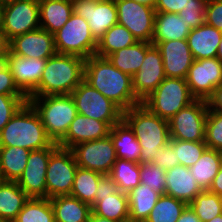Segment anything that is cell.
Masks as SVG:
<instances>
[{"instance_id":"6da1fadb","label":"cell","mask_w":222,"mask_h":222,"mask_svg":"<svg viewBox=\"0 0 222 222\" xmlns=\"http://www.w3.org/2000/svg\"><path fill=\"white\" fill-rule=\"evenodd\" d=\"M84 80L123 111L141 103L133 92L132 77L114 67L108 58L91 55L85 59Z\"/></svg>"},{"instance_id":"7a4b0ae2","label":"cell","mask_w":222,"mask_h":222,"mask_svg":"<svg viewBox=\"0 0 222 222\" xmlns=\"http://www.w3.org/2000/svg\"><path fill=\"white\" fill-rule=\"evenodd\" d=\"M85 59L58 54L49 57L38 87L28 97L68 95L84 80Z\"/></svg>"},{"instance_id":"3957f363","label":"cell","mask_w":222,"mask_h":222,"mask_svg":"<svg viewBox=\"0 0 222 222\" xmlns=\"http://www.w3.org/2000/svg\"><path fill=\"white\" fill-rule=\"evenodd\" d=\"M123 120L129 125L139 141L141 162H152L158 149L169 143L168 121L152 113L142 103L123 111Z\"/></svg>"},{"instance_id":"277c9868","label":"cell","mask_w":222,"mask_h":222,"mask_svg":"<svg viewBox=\"0 0 222 222\" xmlns=\"http://www.w3.org/2000/svg\"><path fill=\"white\" fill-rule=\"evenodd\" d=\"M54 142L47 135L37 111L27 101L0 131V147H22L39 150Z\"/></svg>"},{"instance_id":"5b68a950","label":"cell","mask_w":222,"mask_h":222,"mask_svg":"<svg viewBox=\"0 0 222 222\" xmlns=\"http://www.w3.org/2000/svg\"><path fill=\"white\" fill-rule=\"evenodd\" d=\"M27 98L39 114L47 135L58 143L78 114L72 96L68 94Z\"/></svg>"},{"instance_id":"8992f818","label":"cell","mask_w":222,"mask_h":222,"mask_svg":"<svg viewBox=\"0 0 222 222\" xmlns=\"http://www.w3.org/2000/svg\"><path fill=\"white\" fill-rule=\"evenodd\" d=\"M194 100L186 79L166 77L142 104L152 113L169 121Z\"/></svg>"},{"instance_id":"52a82bcc","label":"cell","mask_w":222,"mask_h":222,"mask_svg":"<svg viewBox=\"0 0 222 222\" xmlns=\"http://www.w3.org/2000/svg\"><path fill=\"white\" fill-rule=\"evenodd\" d=\"M58 54L75 55L84 59L95 55L97 41L91 34L88 22L73 13L69 20L54 33Z\"/></svg>"},{"instance_id":"ba28073f","label":"cell","mask_w":222,"mask_h":222,"mask_svg":"<svg viewBox=\"0 0 222 222\" xmlns=\"http://www.w3.org/2000/svg\"><path fill=\"white\" fill-rule=\"evenodd\" d=\"M70 95L78 114L106 122L110 127L123 119V110L85 80Z\"/></svg>"},{"instance_id":"9c48e42d","label":"cell","mask_w":222,"mask_h":222,"mask_svg":"<svg viewBox=\"0 0 222 222\" xmlns=\"http://www.w3.org/2000/svg\"><path fill=\"white\" fill-rule=\"evenodd\" d=\"M78 165L71 149L57 147L51 154L46 171V198L70 195Z\"/></svg>"},{"instance_id":"30bf717a","label":"cell","mask_w":222,"mask_h":222,"mask_svg":"<svg viewBox=\"0 0 222 222\" xmlns=\"http://www.w3.org/2000/svg\"><path fill=\"white\" fill-rule=\"evenodd\" d=\"M207 114V101L195 99L168 121L170 138L192 142L205 141Z\"/></svg>"},{"instance_id":"8fae6325","label":"cell","mask_w":222,"mask_h":222,"mask_svg":"<svg viewBox=\"0 0 222 222\" xmlns=\"http://www.w3.org/2000/svg\"><path fill=\"white\" fill-rule=\"evenodd\" d=\"M78 167L109 175L117 159L110 135L93 141H85L71 148Z\"/></svg>"},{"instance_id":"7c38bea8","label":"cell","mask_w":222,"mask_h":222,"mask_svg":"<svg viewBox=\"0 0 222 222\" xmlns=\"http://www.w3.org/2000/svg\"><path fill=\"white\" fill-rule=\"evenodd\" d=\"M118 24L125 26L137 41L152 42L154 8L131 0H115Z\"/></svg>"},{"instance_id":"4fadbf2b","label":"cell","mask_w":222,"mask_h":222,"mask_svg":"<svg viewBox=\"0 0 222 222\" xmlns=\"http://www.w3.org/2000/svg\"><path fill=\"white\" fill-rule=\"evenodd\" d=\"M40 28V8L36 0H18L4 5L3 32L8 41Z\"/></svg>"},{"instance_id":"5bb4252c","label":"cell","mask_w":222,"mask_h":222,"mask_svg":"<svg viewBox=\"0 0 222 222\" xmlns=\"http://www.w3.org/2000/svg\"><path fill=\"white\" fill-rule=\"evenodd\" d=\"M72 3L73 12L88 22L96 41L118 24L117 7L113 0H72Z\"/></svg>"},{"instance_id":"9a60e30c","label":"cell","mask_w":222,"mask_h":222,"mask_svg":"<svg viewBox=\"0 0 222 222\" xmlns=\"http://www.w3.org/2000/svg\"><path fill=\"white\" fill-rule=\"evenodd\" d=\"M186 82L195 99L207 100L222 84V61L217 57L194 60Z\"/></svg>"},{"instance_id":"2e32d148","label":"cell","mask_w":222,"mask_h":222,"mask_svg":"<svg viewBox=\"0 0 222 222\" xmlns=\"http://www.w3.org/2000/svg\"><path fill=\"white\" fill-rule=\"evenodd\" d=\"M57 147V143L54 142L50 147L30 152L26 167L16 181L30 198H46L47 165L50 154Z\"/></svg>"},{"instance_id":"e0dca14e","label":"cell","mask_w":222,"mask_h":222,"mask_svg":"<svg viewBox=\"0 0 222 222\" xmlns=\"http://www.w3.org/2000/svg\"><path fill=\"white\" fill-rule=\"evenodd\" d=\"M166 78L160 50L151 45L139 70L132 77L135 97L142 103Z\"/></svg>"},{"instance_id":"ac0fdd59","label":"cell","mask_w":222,"mask_h":222,"mask_svg":"<svg viewBox=\"0 0 222 222\" xmlns=\"http://www.w3.org/2000/svg\"><path fill=\"white\" fill-rule=\"evenodd\" d=\"M9 51L16 56L25 58L48 59L57 53L54 34L42 28L29 31L11 39Z\"/></svg>"},{"instance_id":"d6986e66","label":"cell","mask_w":222,"mask_h":222,"mask_svg":"<svg viewBox=\"0 0 222 222\" xmlns=\"http://www.w3.org/2000/svg\"><path fill=\"white\" fill-rule=\"evenodd\" d=\"M161 52L164 73L169 78L186 79L194 58L187 40L151 42Z\"/></svg>"},{"instance_id":"ffe728a7","label":"cell","mask_w":222,"mask_h":222,"mask_svg":"<svg viewBox=\"0 0 222 222\" xmlns=\"http://www.w3.org/2000/svg\"><path fill=\"white\" fill-rule=\"evenodd\" d=\"M47 59L25 58L9 51L7 67L18 89L28 97L39 85Z\"/></svg>"},{"instance_id":"44dd1931","label":"cell","mask_w":222,"mask_h":222,"mask_svg":"<svg viewBox=\"0 0 222 222\" xmlns=\"http://www.w3.org/2000/svg\"><path fill=\"white\" fill-rule=\"evenodd\" d=\"M111 127L103 121L77 114L66 135L57 143L59 147L71 149L76 144L105 138Z\"/></svg>"},{"instance_id":"7402d4cb","label":"cell","mask_w":222,"mask_h":222,"mask_svg":"<svg viewBox=\"0 0 222 222\" xmlns=\"http://www.w3.org/2000/svg\"><path fill=\"white\" fill-rule=\"evenodd\" d=\"M165 175L166 185L164 194L182 200L188 205L203 191L191 174L189 167L179 164L168 169Z\"/></svg>"},{"instance_id":"603a6c76","label":"cell","mask_w":222,"mask_h":222,"mask_svg":"<svg viewBox=\"0 0 222 222\" xmlns=\"http://www.w3.org/2000/svg\"><path fill=\"white\" fill-rule=\"evenodd\" d=\"M222 32L206 23L192 29L187 37V43L194 60L215 58Z\"/></svg>"},{"instance_id":"cb8c5ba5","label":"cell","mask_w":222,"mask_h":222,"mask_svg":"<svg viewBox=\"0 0 222 222\" xmlns=\"http://www.w3.org/2000/svg\"><path fill=\"white\" fill-rule=\"evenodd\" d=\"M192 28L175 13L156 12L152 42L187 39Z\"/></svg>"},{"instance_id":"d4e9b609","label":"cell","mask_w":222,"mask_h":222,"mask_svg":"<svg viewBox=\"0 0 222 222\" xmlns=\"http://www.w3.org/2000/svg\"><path fill=\"white\" fill-rule=\"evenodd\" d=\"M40 28L56 33L69 20L73 12L72 0L39 1Z\"/></svg>"},{"instance_id":"484cf974","label":"cell","mask_w":222,"mask_h":222,"mask_svg":"<svg viewBox=\"0 0 222 222\" xmlns=\"http://www.w3.org/2000/svg\"><path fill=\"white\" fill-rule=\"evenodd\" d=\"M55 222H87L92 212L89 204L71 195L50 198Z\"/></svg>"},{"instance_id":"4316f807","label":"cell","mask_w":222,"mask_h":222,"mask_svg":"<svg viewBox=\"0 0 222 222\" xmlns=\"http://www.w3.org/2000/svg\"><path fill=\"white\" fill-rule=\"evenodd\" d=\"M109 135L114 143L117 158L136 163L141 162V147L139 141L123 119L111 127Z\"/></svg>"},{"instance_id":"83f0119b","label":"cell","mask_w":222,"mask_h":222,"mask_svg":"<svg viewBox=\"0 0 222 222\" xmlns=\"http://www.w3.org/2000/svg\"><path fill=\"white\" fill-rule=\"evenodd\" d=\"M92 213L116 222H129L128 193L118 190L112 195L96 196Z\"/></svg>"},{"instance_id":"f1b7e54d","label":"cell","mask_w":222,"mask_h":222,"mask_svg":"<svg viewBox=\"0 0 222 222\" xmlns=\"http://www.w3.org/2000/svg\"><path fill=\"white\" fill-rule=\"evenodd\" d=\"M29 196L16 181L6 180L0 184V221L13 222Z\"/></svg>"},{"instance_id":"f546056e","label":"cell","mask_w":222,"mask_h":222,"mask_svg":"<svg viewBox=\"0 0 222 222\" xmlns=\"http://www.w3.org/2000/svg\"><path fill=\"white\" fill-rule=\"evenodd\" d=\"M160 196L141 183L128 192L129 222H145Z\"/></svg>"},{"instance_id":"4dcf8cb0","label":"cell","mask_w":222,"mask_h":222,"mask_svg":"<svg viewBox=\"0 0 222 222\" xmlns=\"http://www.w3.org/2000/svg\"><path fill=\"white\" fill-rule=\"evenodd\" d=\"M152 45L150 42L137 41L133 45L122 48L107 58L114 67L133 77L139 70L145 58L146 50Z\"/></svg>"},{"instance_id":"1f68e13d","label":"cell","mask_w":222,"mask_h":222,"mask_svg":"<svg viewBox=\"0 0 222 222\" xmlns=\"http://www.w3.org/2000/svg\"><path fill=\"white\" fill-rule=\"evenodd\" d=\"M222 165V152L206 148L199 160L189 167L191 174L203 190H208Z\"/></svg>"},{"instance_id":"d6a6232c","label":"cell","mask_w":222,"mask_h":222,"mask_svg":"<svg viewBox=\"0 0 222 222\" xmlns=\"http://www.w3.org/2000/svg\"><path fill=\"white\" fill-rule=\"evenodd\" d=\"M135 42L137 40L125 26L115 24L97 41L95 55L107 58L110 54Z\"/></svg>"},{"instance_id":"836d02e7","label":"cell","mask_w":222,"mask_h":222,"mask_svg":"<svg viewBox=\"0 0 222 222\" xmlns=\"http://www.w3.org/2000/svg\"><path fill=\"white\" fill-rule=\"evenodd\" d=\"M30 152L22 147H0V165L6 180L19 179L26 167Z\"/></svg>"},{"instance_id":"e575fe53","label":"cell","mask_w":222,"mask_h":222,"mask_svg":"<svg viewBox=\"0 0 222 222\" xmlns=\"http://www.w3.org/2000/svg\"><path fill=\"white\" fill-rule=\"evenodd\" d=\"M102 176L103 174L99 172L78 167L70 195L92 206L95 202L97 186Z\"/></svg>"},{"instance_id":"d590c367","label":"cell","mask_w":222,"mask_h":222,"mask_svg":"<svg viewBox=\"0 0 222 222\" xmlns=\"http://www.w3.org/2000/svg\"><path fill=\"white\" fill-rule=\"evenodd\" d=\"M109 176L117 184L118 190L128 193L141 183L140 163L117 158Z\"/></svg>"},{"instance_id":"8d00e7d4","label":"cell","mask_w":222,"mask_h":222,"mask_svg":"<svg viewBox=\"0 0 222 222\" xmlns=\"http://www.w3.org/2000/svg\"><path fill=\"white\" fill-rule=\"evenodd\" d=\"M187 205L182 200L162 194L145 222H177Z\"/></svg>"},{"instance_id":"74e56055","label":"cell","mask_w":222,"mask_h":222,"mask_svg":"<svg viewBox=\"0 0 222 222\" xmlns=\"http://www.w3.org/2000/svg\"><path fill=\"white\" fill-rule=\"evenodd\" d=\"M13 222H55L49 198H29Z\"/></svg>"},{"instance_id":"f35d334b","label":"cell","mask_w":222,"mask_h":222,"mask_svg":"<svg viewBox=\"0 0 222 222\" xmlns=\"http://www.w3.org/2000/svg\"><path fill=\"white\" fill-rule=\"evenodd\" d=\"M189 205L201 222H208L222 214V196L208 190L200 192Z\"/></svg>"},{"instance_id":"ab89813d","label":"cell","mask_w":222,"mask_h":222,"mask_svg":"<svg viewBox=\"0 0 222 222\" xmlns=\"http://www.w3.org/2000/svg\"><path fill=\"white\" fill-rule=\"evenodd\" d=\"M169 143L174 147L179 164L186 167L194 165L207 148L205 141L192 142L170 138Z\"/></svg>"},{"instance_id":"60d3db41","label":"cell","mask_w":222,"mask_h":222,"mask_svg":"<svg viewBox=\"0 0 222 222\" xmlns=\"http://www.w3.org/2000/svg\"><path fill=\"white\" fill-rule=\"evenodd\" d=\"M165 170L157 165L140 162V181L143 185L150 186V189L160 193H165L166 175Z\"/></svg>"},{"instance_id":"b9f144b4","label":"cell","mask_w":222,"mask_h":222,"mask_svg":"<svg viewBox=\"0 0 222 222\" xmlns=\"http://www.w3.org/2000/svg\"><path fill=\"white\" fill-rule=\"evenodd\" d=\"M207 148L222 152V113L208 110L205 128Z\"/></svg>"},{"instance_id":"7bdbcfd3","label":"cell","mask_w":222,"mask_h":222,"mask_svg":"<svg viewBox=\"0 0 222 222\" xmlns=\"http://www.w3.org/2000/svg\"><path fill=\"white\" fill-rule=\"evenodd\" d=\"M208 0H189L187 5L178 13L192 29L205 24V10Z\"/></svg>"},{"instance_id":"ee69618b","label":"cell","mask_w":222,"mask_h":222,"mask_svg":"<svg viewBox=\"0 0 222 222\" xmlns=\"http://www.w3.org/2000/svg\"><path fill=\"white\" fill-rule=\"evenodd\" d=\"M27 101L25 95L0 94V131Z\"/></svg>"},{"instance_id":"f6af8a7d","label":"cell","mask_w":222,"mask_h":222,"mask_svg":"<svg viewBox=\"0 0 222 222\" xmlns=\"http://www.w3.org/2000/svg\"><path fill=\"white\" fill-rule=\"evenodd\" d=\"M152 163L167 171L168 169L179 165V159L176 157L174 147L168 143L166 146L158 149L157 155Z\"/></svg>"},{"instance_id":"bcb514c9","label":"cell","mask_w":222,"mask_h":222,"mask_svg":"<svg viewBox=\"0 0 222 222\" xmlns=\"http://www.w3.org/2000/svg\"><path fill=\"white\" fill-rule=\"evenodd\" d=\"M205 23L222 32V0L207 1Z\"/></svg>"},{"instance_id":"7dc6e473","label":"cell","mask_w":222,"mask_h":222,"mask_svg":"<svg viewBox=\"0 0 222 222\" xmlns=\"http://www.w3.org/2000/svg\"><path fill=\"white\" fill-rule=\"evenodd\" d=\"M0 94L24 95L16 86L13 75L8 67L0 71Z\"/></svg>"},{"instance_id":"c3c4849f","label":"cell","mask_w":222,"mask_h":222,"mask_svg":"<svg viewBox=\"0 0 222 222\" xmlns=\"http://www.w3.org/2000/svg\"><path fill=\"white\" fill-rule=\"evenodd\" d=\"M189 0H157L155 11L178 14Z\"/></svg>"},{"instance_id":"681fc988","label":"cell","mask_w":222,"mask_h":222,"mask_svg":"<svg viewBox=\"0 0 222 222\" xmlns=\"http://www.w3.org/2000/svg\"><path fill=\"white\" fill-rule=\"evenodd\" d=\"M118 191L117 184L109 175H103L98 183L96 196L112 195Z\"/></svg>"},{"instance_id":"f907efd6","label":"cell","mask_w":222,"mask_h":222,"mask_svg":"<svg viewBox=\"0 0 222 222\" xmlns=\"http://www.w3.org/2000/svg\"><path fill=\"white\" fill-rule=\"evenodd\" d=\"M206 101L208 110L222 113V84L214 89L213 94Z\"/></svg>"},{"instance_id":"816d5d0a","label":"cell","mask_w":222,"mask_h":222,"mask_svg":"<svg viewBox=\"0 0 222 222\" xmlns=\"http://www.w3.org/2000/svg\"><path fill=\"white\" fill-rule=\"evenodd\" d=\"M177 222H201L190 205H187Z\"/></svg>"},{"instance_id":"f5cc1de1","label":"cell","mask_w":222,"mask_h":222,"mask_svg":"<svg viewBox=\"0 0 222 222\" xmlns=\"http://www.w3.org/2000/svg\"><path fill=\"white\" fill-rule=\"evenodd\" d=\"M208 191L217 194L219 196H222V165L219 169V172L213 179L211 186L209 187Z\"/></svg>"},{"instance_id":"db71d44e","label":"cell","mask_w":222,"mask_h":222,"mask_svg":"<svg viewBox=\"0 0 222 222\" xmlns=\"http://www.w3.org/2000/svg\"><path fill=\"white\" fill-rule=\"evenodd\" d=\"M0 54H9V41L3 31H0Z\"/></svg>"},{"instance_id":"11a10c76","label":"cell","mask_w":222,"mask_h":222,"mask_svg":"<svg viewBox=\"0 0 222 222\" xmlns=\"http://www.w3.org/2000/svg\"><path fill=\"white\" fill-rule=\"evenodd\" d=\"M90 220H91V222H116V221L110 220L108 218H105V217H102L99 215H95L92 212L90 215Z\"/></svg>"},{"instance_id":"9f6ffc18","label":"cell","mask_w":222,"mask_h":222,"mask_svg":"<svg viewBox=\"0 0 222 222\" xmlns=\"http://www.w3.org/2000/svg\"><path fill=\"white\" fill-rule=\"evenodd\" d=\"M131 1H135L140 4L147 5L149 7L154 8V9H155L156 3H157V0H131Z\"/></svg>"},{"instance_id":"6f0895ef","label":"cell","mask_w":222,"mask_h":222,"mask_svg":"<svg viewBox=\"0 0 222 222\" xmlns=\"http://www.w3.org/2000/svg\"><path fill=\"white\" fill-rule=\"evenodd\" d=\"M9 54H0V71L7 67V60Z\"/></svg>"},{"instance_id":"680465c9","label":"cell","mask_w":222,"mask_h":222,"mask_svg":"<svg viewBox=\"0 0 222 222\" xmlns=\"http://www.w3.org/2000/svg\"><path fill=\"white\" fill-rule=\"evenodd\" d=\"M3 12H4V5L0 4V31H3Z\"/></svg>"},{"instance_id":"91938a15","label":"cell","mask_w":222,"mask_h":222,"mask_svg":"<svg viewBox=\"0 0 222 222\" xmlns=\"http://www.w3.org/2000/svg\"><path fill=\"white\" fill-rule=\"evenodd\" d=\"M216 57L222 61V37H221V40H220V44L218 46Z\"/></svg>"},{"instance_id":"94428289","label":"cell","mask_w":222,"mask_h":222,"mask_svg":"<svg viewBox=\"0 0 222 222\" xmlns=\"http://www.w3.org/2000/svg\"><path fill=\"white\" fill-rule=\"evenodd\" d=\"M208 222H222V214L215 216L213 219H211Z\"/></svg>"},{"instance_id":"6125c7cd","label":"cell","mask_w":222,"mask_h":222,"mask_svg":"<svg viewBox=\"0 0 222 222\" xmlns=\"http://www.w3.org/2000/svg\"><path fill=\"white\" fill-rule=\"evenodd\" d=\"M18 0H0V4L1 5H6V4H9V3H12V2H16Z\"/></svg>"},{"instance_id":"be15d7a7","label":"cell","mask_w":222,"mask_h":222,"mask_svg":"<svg viewBox=\"0 0 222 222\" xmlns=\"http://www.w3.org/2000/svg\"><path fill=\"white\" fill-rule=\"evenodd\" d=\"M4 181H6V179L3 175L2 167L0 165V184L3 183Z\"/></svg>"}]
</instances>
